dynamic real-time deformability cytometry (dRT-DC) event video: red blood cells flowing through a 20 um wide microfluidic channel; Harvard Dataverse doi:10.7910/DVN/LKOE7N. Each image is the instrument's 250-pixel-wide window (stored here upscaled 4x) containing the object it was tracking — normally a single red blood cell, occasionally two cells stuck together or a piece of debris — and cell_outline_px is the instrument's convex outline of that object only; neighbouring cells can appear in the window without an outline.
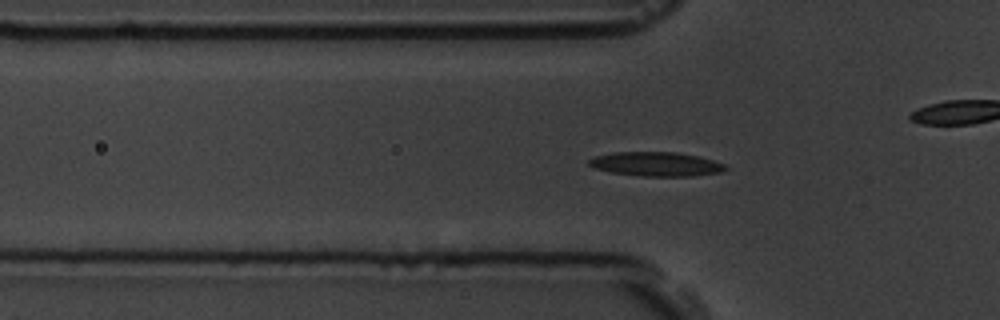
{"species": "common noctule bat (a hibernating species)", "species_latin": "Nyctalus noctula", "temperature_condition": "room temperature", "stored_images_in_passage": 47, "camera_frame_rate_fps": 3000, "um_per_image_px": 0.085, "animal": {"sex": "male", "body_mass_g": 19.5, "forearm_length_mm": 54.6}, "frame": {"image": 1, "passage_image": 8, "time_ms": 2.333, "image_size_px": [1000, 320], "cell_outline_px": [[728, 168], [720, 172], [692, 176], [644, 176], [612, 172], [592, 168], [588, 164], [588, 160], [592, 156], [612, 152], [676, 152], [696, 156], [712, 160], [724, 164]], "centroid_in_image_um": [55.7, 13.94], "position_along_channel_um": 70.1, "area_um2": 19.19}}
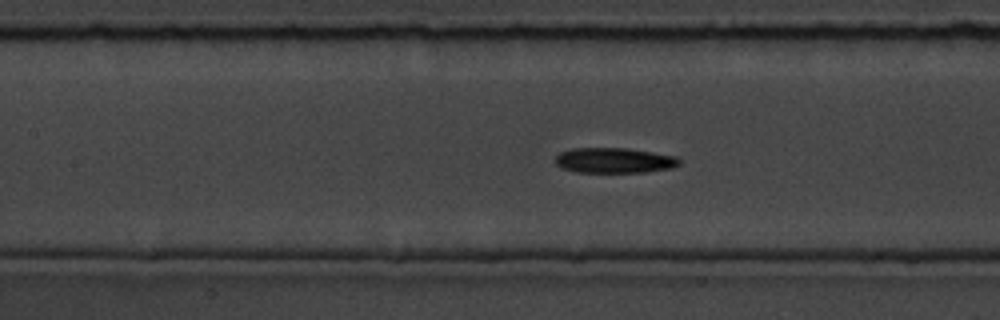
{"frame": {"image": 2, "passage_image": 15, "time_ms": 4.667, "image_size_px": [1000, 320], "cell_outline_px": [[680, 164], [672, 168], [644, 172], [576, 172], [564, 168], [556, 164], [556, 156], [560, 152], [572, 148], [624, 148], [652, 152], [676, 156], [680, 160]], "centroid_in_image_um": [52.22, 13.63], "position_along_channel_um": 155.2, "area_um2": 18.15}}
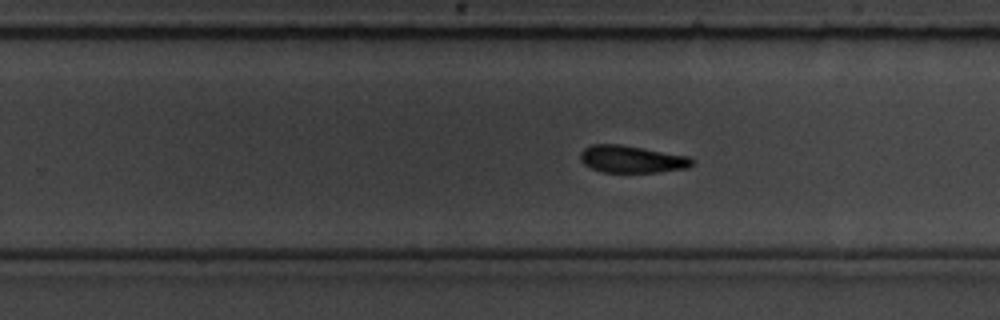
{"frame": {"image": 3, "passage_image": 25, "time_ms": 8.0, "image_size_px": [1000, 320], "cell_outline_px": [[696, 160], [688, 168], [656, 172], [600, 172], [584, 164], [580, 160], [580, 152], [584, 148], [592, 144], [620, 144], [692, 156]], "centroid_in_image_um": [53.73, 13.52], "position_along_channel_um": 276.1, "area_um2": 17.98}, "authors_computed_cell_mechanics": {"area_um2": 18.1492, "velocity_mm_per_s": 3.6453, "shape_relaxation_time_tau1_ms": 2.7328, "shape_relaxation_time_tau2_ms": 6.2491, "deformation_change_tau1": 0.1448, "deformation_change_tau2": 0.145}}